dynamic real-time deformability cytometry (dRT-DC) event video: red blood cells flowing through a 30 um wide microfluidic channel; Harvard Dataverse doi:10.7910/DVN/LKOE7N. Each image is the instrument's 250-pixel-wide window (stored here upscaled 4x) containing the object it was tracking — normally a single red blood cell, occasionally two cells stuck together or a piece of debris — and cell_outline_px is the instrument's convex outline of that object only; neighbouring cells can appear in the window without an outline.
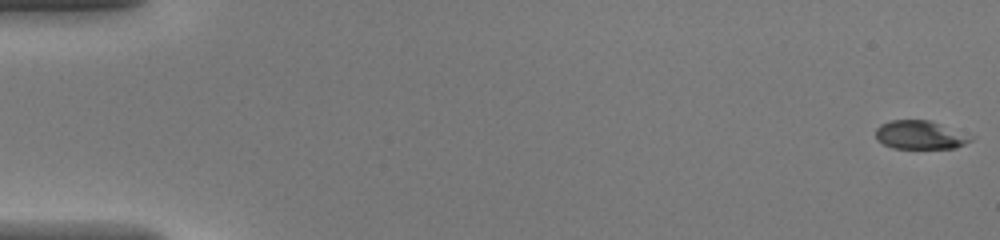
{"species": "common noctule bat (a hibernating species)", "species_latin": "Nyctalus noctula", "temperature_condition": "warm", "stored_images_in_passage": 46, "camera_frame_rate_fps": 3000, "um_per_image_px": 0.085, "animal": {"sex": "female", "body_mass_g": 20.0, "forearm_length_mm": 54.0}, "frame": {"image": 1, "passage_image": 1, "time_ms": 0.0, "image_size_px": [1000, 240], "cell_outline_px": [[976, 136], [972, 140], [956, 148], [892, 148], [876, 140], [876, 128], [880, 124], [892, 120], [928, 120]], "centroid_in_image_um": [78.22, 11.47], "position_along_channel_um": 6.8, "area_um2": 15.9}}
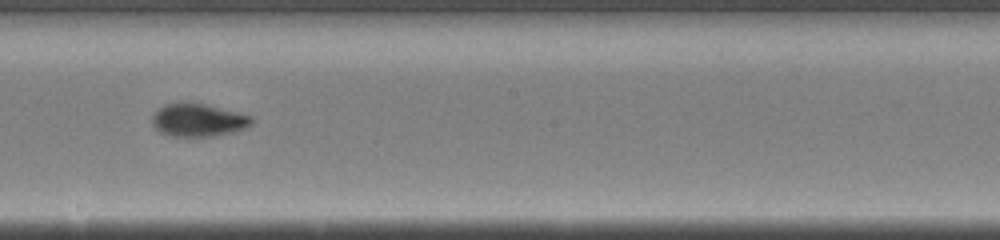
{"frame": {"image": 2, "passage_image": 27, "time_ms": 8.667, "image_size_px": [1000, 240], "cell_outline_px": [[256, 120], [252, 124], [236, 132], [216, 136], [172, 136], [160, 132], [152, 124], [152, 116], [156, 108], [164, 104], [204, 104], [252, 116]], "centroid_in_image_um": [16.86, 10.23], "position_along_channel_um": 231.3, "area_um2": 18.96}}
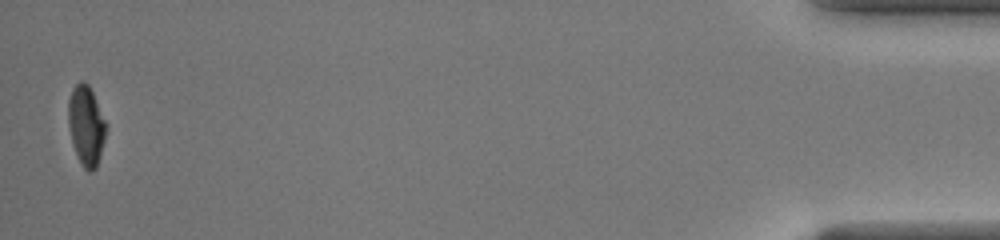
{"frame": {"image": 3, "passage_image": 46, "time_ms": 15.0, "image_size_px": [1000, 240], "cell_outline_px": [[108, 124], [100, 156], [96, 168], [92, 172], [88, 172], [80, 164], [76, 156], [72, 144], [68, 124], [68, 100], [72, 88], [80, 80], [84, 80], [88, 84]], "centroid_in_image_um": [7.32, 10.68], "position_along_channel_um": 427.9, "area_um2": 17.92}}